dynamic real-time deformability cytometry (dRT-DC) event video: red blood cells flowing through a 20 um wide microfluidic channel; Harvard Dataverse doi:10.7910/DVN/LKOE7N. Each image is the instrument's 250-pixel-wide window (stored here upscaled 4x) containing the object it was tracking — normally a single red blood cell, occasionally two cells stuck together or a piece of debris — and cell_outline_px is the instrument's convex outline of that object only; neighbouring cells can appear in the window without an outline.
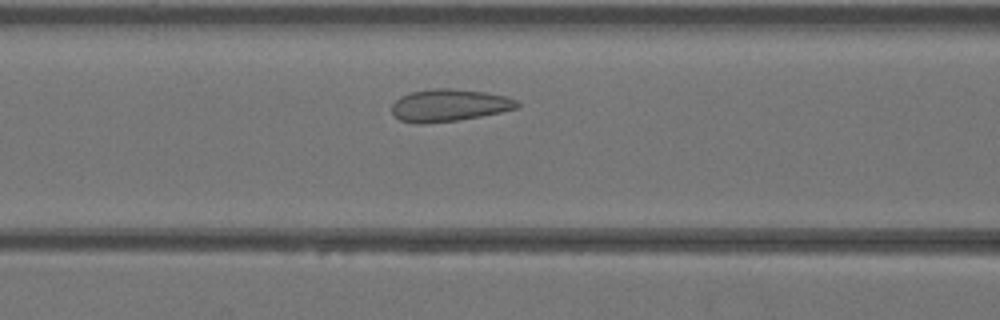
{"species": "Egyptian fruit bat (a non-hibernating species)", "species_latin": "Rousettus aegyptiacus", "temperature_condition": "warm", "stored_images_in_passage": 34, "camera_frame_rate_fps": 3000, "um_per_image_px": 0.085, "animal": {"sex": "female"}, "frame": {"image": 1, "passage_image": 9, "time_ms": 2.667, "image_size_px": [1000, 320], "cell_outline_px": [[520, 104], [516, 108], [500, 112], [480, 116], [456, 120], [424, 124], [416, 124], [400, 120], [392, 112], [392, 104], [400, 96], [412, 92], [436, 88], [452, 88], [484, 92], [508, 96], [516, 100]], "centroid_in_image_um": [38.17, 8.95], "position_along_channel_um": 128.4, "area_um2": 23.47}}
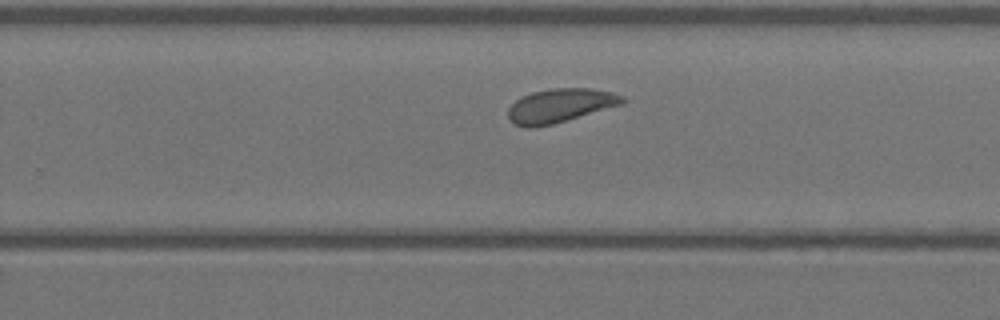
{"frame": {"image": 2, "passage_image": 19, "time_ms": 6.0, "image_size_px": [1000, 320], "cell_outline_px": [[624, 104], [552, 124], [532, 128], [528, 128], [512, 124], [508, 120], [508, 108], [516, 100], [532, 92], [552, 88], [588, 88], [612, 92], [624, 96]], "centroid_in_image_um": [47.59, 8.98], "position_along_channel_um": 282.2, "area_um2": 22.54}}
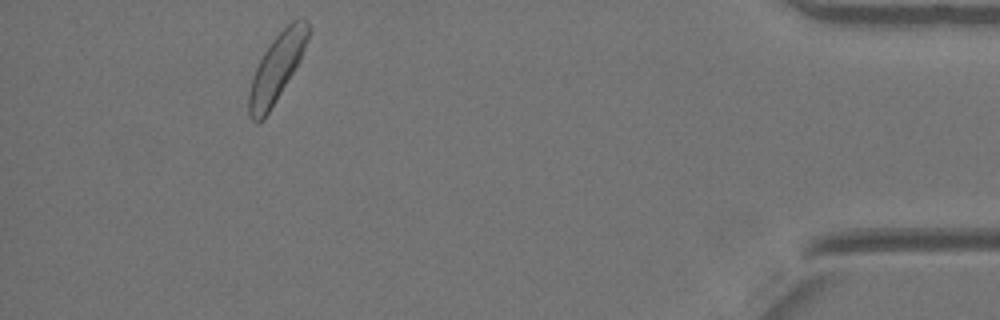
{"frame": {"image": 3, "passage_image": 31, "time_ms": 10.0, "image_size_px": [1000, 320], "cell_outline_px": [[308, 36], [300, 60], [264, 120], [256, 124], [248, 116], [248, 92], [252, 76], [264, 52], [272, 40], [292, 20], [300, 16], [304, 16], [308, 24]], "centroid_in_image_um": [23.49, 5.8], "position_along_channel_um": 411.7, "area_um2": 23.12}}